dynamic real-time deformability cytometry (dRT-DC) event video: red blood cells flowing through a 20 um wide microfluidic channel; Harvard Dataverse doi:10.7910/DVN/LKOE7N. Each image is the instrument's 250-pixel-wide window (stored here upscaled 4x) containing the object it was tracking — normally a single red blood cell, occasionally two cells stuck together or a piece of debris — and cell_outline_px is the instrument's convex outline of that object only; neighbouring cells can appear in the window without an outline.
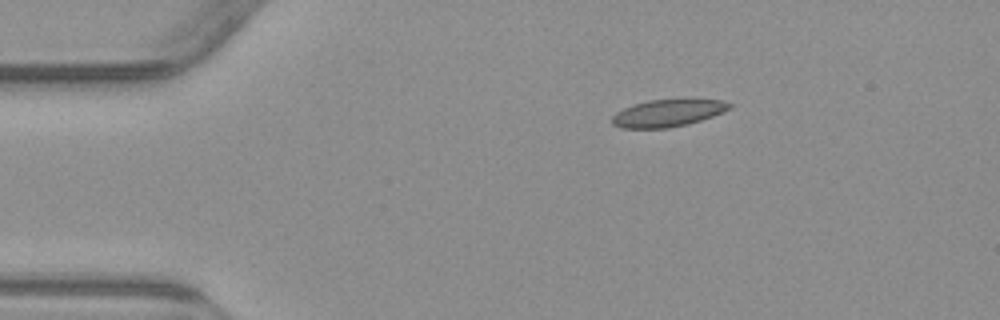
{"species": "common noctule bat (a hibernating species)", "species_latin": "Nyctalus noctula", "temperature_condition": "warm", "stored_images_in_passage": 4, "camera_frame_rate_fps": 3000, "um_per_image_px": 0.085, "animal": {"sex": "male", "body_mass_g": 23.1, "forearm_length_mm": 52.7}, "frame": {"image": 1, "passage_image": 1, "time_ms": 0.0, "image_size_px": [1000, 320], "cell_outline_px": [[732, 108], [712, 116], [688, 124], [668, 128], [620, 128], [612, 124], [612, 116], [616, 112], [632, 104], [648, 100], [688, 96], [720, 100], [732, 104]], "centroid_in_image_um": [56.8, 9.55], "position_along_channel_um": 28.2, "area_um2": 19.48}}
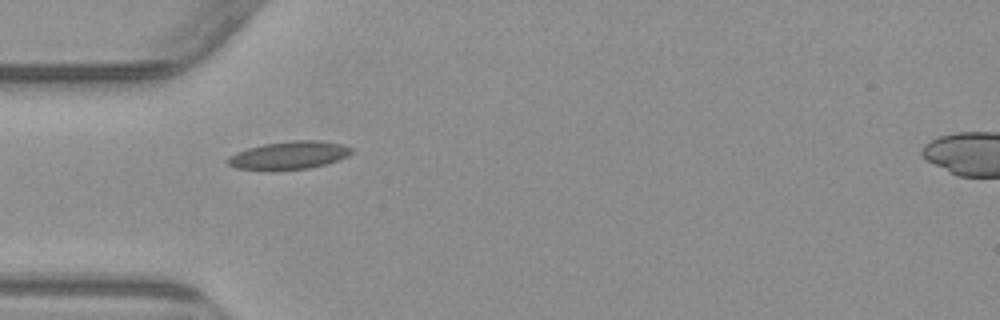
{"frame": {"image": 2, "passage_image": 3, "time_ms": 2.333, "image_size_px": [1000, 320], "cell_outline_px": [[356, 152], [348, 156], [324, 164], [308, 168], [268, 172], [236, 168], [228, 164], [224, 160], [228, 156], [236, 152], [248, 148], [264, 144], [292, 140], [320, 140], [344, 144], [352, 148]], "centroid_in_image_um": [24.54, 13.21], "position_along_channel_um": 60.5, "area_um2": 20.75}}
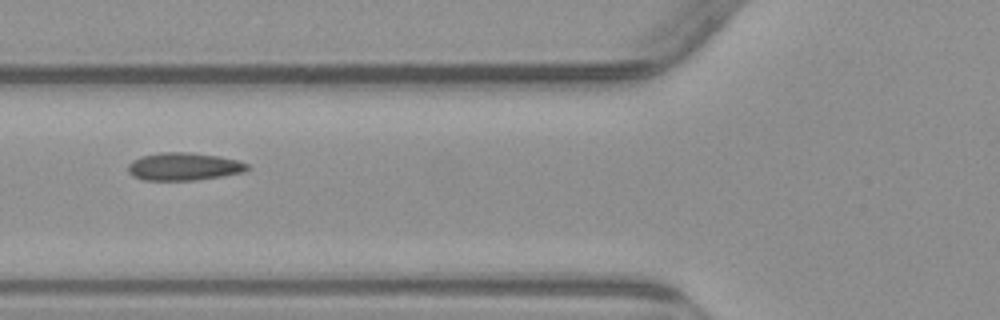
{"frame": {"image": 3, "passage_image": 4, "time_ms": 3.667, "image_size_px": [1000, 320], "cell_outline_px": [[252, 168], [244, 172], [196, 180], [144, 180], [132, 176], [128, 172], [128, 164], [132, 160], [140, 156], [160, 152], [192, 152], [216, 156], [236, 160], [248, 164]], "centroid_in_image_um": [15.6, 14.15], "position_along_channel_um": 110.2, "area_um2": 19.36}}